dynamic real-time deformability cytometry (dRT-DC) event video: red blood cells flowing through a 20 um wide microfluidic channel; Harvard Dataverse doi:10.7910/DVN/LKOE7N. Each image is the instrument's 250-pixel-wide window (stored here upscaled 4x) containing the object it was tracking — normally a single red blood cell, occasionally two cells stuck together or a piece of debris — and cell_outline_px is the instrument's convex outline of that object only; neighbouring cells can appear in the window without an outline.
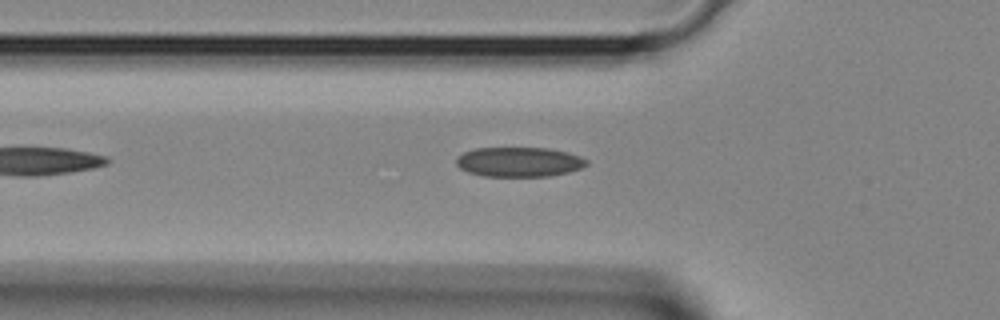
{"species": "Egyptian fruit bat (a non-hibernating species)", "species_latin": "Rousettus aegyptiacus", "temperature_condition": "room temperature", "stored_images_in_passage": 16, "camera_frame_rate_fps": 3000, "um_per_image_px": 0.085, "animal": {"sex": "female"}, "frame": {"image": 1, "passage_image": 5, "time_ms": 1.333, "image_size_px": [1000, 320], "cell_outline_px": [[588, 164], [580, 168], [568, 172], [548, 176], [484, 176], [468, 172], [460, 168], [456, 164], [456, 156], [464, 152], [476, 148], [548, 148], [568, 152], [580, 156], [588, 160]], "centroid_in_image_um": [44.11, 13.76], "position_along_channel_um": 81.7, "area_um2": 22.54}}
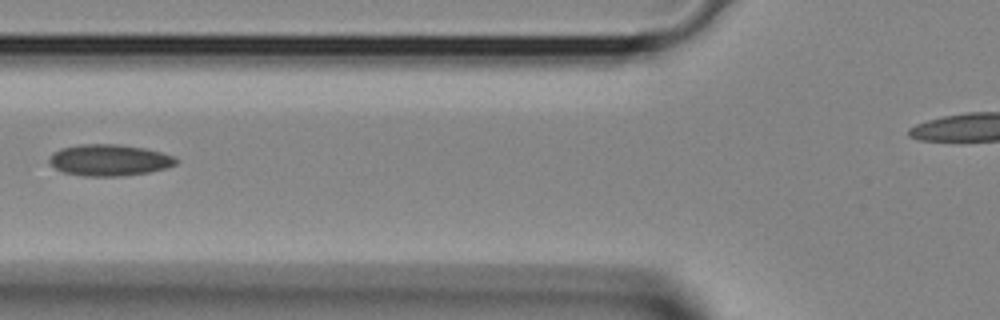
{"frame": {"image": 2, "passage_image": 7, "time_ms": 2.0, "image_size_px": [1000, 320], "cell_outline_px": [[180, 160], [176, 164], [164, 168], [148, 172], [124, 176], [84, 176], [64, 172], [56, 168], [48, 160], [52, 152], [60, 148], [80, 144], [116, 144], [144, 148], [160, 152], [172, 156]], "centroid_in_image_um": [9.27, 13.6], "position_along_channel_um": 116.5, "area_um2": 23.12}}
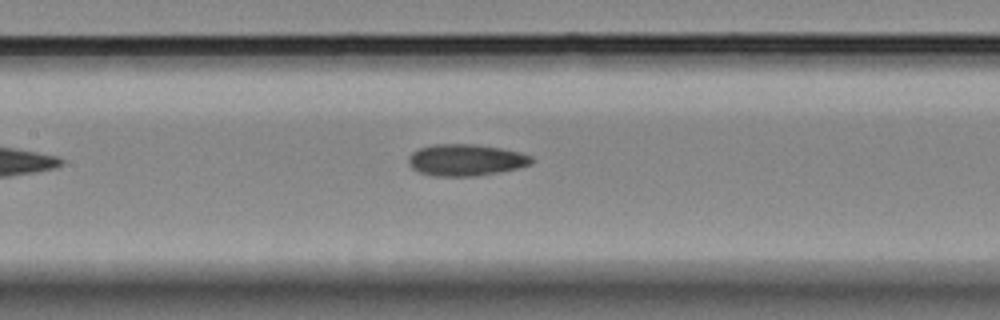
{"frame": {"image": 3, "passage_image": 10, "time_ms": 3.0, "image_size_px": [1000, 320], "cell_outline_px": [[536, 160], [532, 164], [516, 168], [480, 176], [432, 176], [420, 172], [412, 168], [408, 164], [408, 156], [412, 152], [420, 148], [432, 144], [476, 144], [500, 148], [520, 152], [532, 156]], "centroid_in_image_um": [39.6, 13.6], "position_along_channel_um": 167.8, "area_um2": 22.89}}